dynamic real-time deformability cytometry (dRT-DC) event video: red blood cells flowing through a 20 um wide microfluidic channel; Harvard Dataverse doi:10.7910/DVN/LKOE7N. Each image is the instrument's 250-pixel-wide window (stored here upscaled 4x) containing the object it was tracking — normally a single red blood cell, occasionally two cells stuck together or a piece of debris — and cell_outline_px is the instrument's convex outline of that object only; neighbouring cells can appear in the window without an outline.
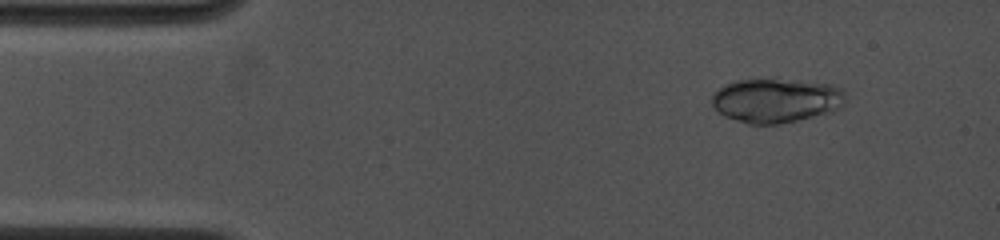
{"species": "common noctule bat (a hibernating species)", "species_latin": "Nyctalus noctula", "temperature_condition": "cold", "stored_images_in_passage": 11, "camera_frame_rate_fps": 4500, "um_per_image_px": 0.085, "animal": {"sex": "female", "body_mass_g": 19.0, "forearm_length_mm": 53.3}, "frame": {"image": 1, "passage_image": 5, "time_ms": 1.556, "image_size_px": [1000, 240], "cell_outline_px": [[844, 104], [840, 108], [832, 112], [780, 124], [748, 124], [724, 116], [712, 104], [712, 92], [724, 84], [736, 80], [800, 80], [828, 84], [840, 88], [844, 92]], "centroid_in_image_um": [65.96, 8.54], "position_along_channel_um": 19.0, "area_um2": 34.39}}